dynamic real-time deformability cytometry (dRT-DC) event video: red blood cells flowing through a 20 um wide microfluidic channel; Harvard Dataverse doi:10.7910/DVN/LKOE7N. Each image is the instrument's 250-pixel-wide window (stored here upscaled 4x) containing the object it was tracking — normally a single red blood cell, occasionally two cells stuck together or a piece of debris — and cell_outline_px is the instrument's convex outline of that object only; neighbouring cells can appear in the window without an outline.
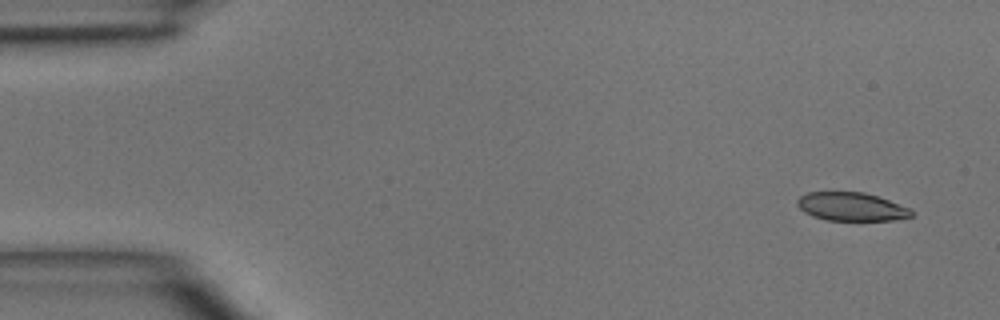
{"species": "common noctule bat (a hibernating species)", "species_latin": "Nyctalus noctula", "temperature_condition": "room temperature", "stored_images_in_passage": 4, "camera_frame_rate_fps": 3000, "um_per_image_px": 0.085, "animal": {"sex": "male", "body_mass_g": 15.6}, "frame": {"image": 1, "passage_image": 1, "time_ms": 0.0, "image_size_px": [1000, 320], "cell_outline_px": [[912, 216], [892, 220], [824, 220], [812, 216], [804, 212], [796, 204], [796, 200], [800, 196], [808, 192], [864, 192], [888, 200], [908, 208], [912, 212]], "centroid_in_image_um": [72.3, 17.57], "position_along_channel_um": 12.7, "area_um2": 18.73}}